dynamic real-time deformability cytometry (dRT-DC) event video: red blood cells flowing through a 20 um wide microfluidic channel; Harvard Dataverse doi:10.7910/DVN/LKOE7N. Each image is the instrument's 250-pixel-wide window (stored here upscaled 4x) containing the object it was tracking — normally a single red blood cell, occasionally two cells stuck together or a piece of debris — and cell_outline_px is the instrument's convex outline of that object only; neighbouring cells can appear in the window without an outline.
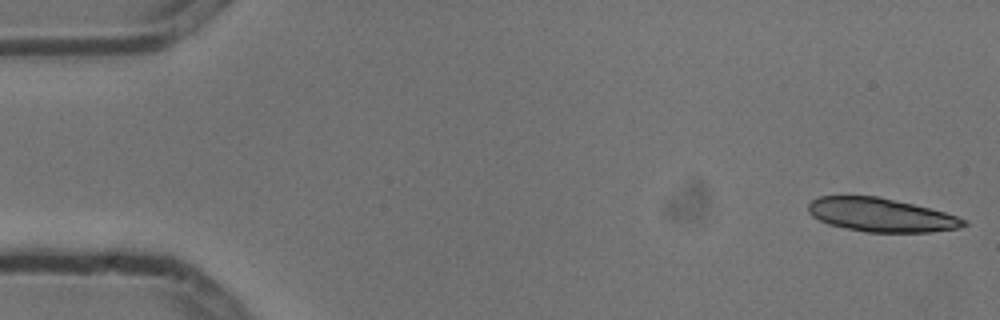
{"species": "common noctule bat (a hibernating species)", "species_latin": "Nyctalus noctula", "temperature_condition": "cold", "stored_images_in_passage": 5, "camera_frame_rate_fps": 3000, "um_per_image_px": 0.085, "animal": {"sex": "male", "body_mass_g": 13.3}, "frame": {"image": 1, "passage_image": 1, "time_ms": 0.0, "image_size_px": [1000, 320], "cell_outline_px": [[968, 224], [960, 228], [928, 232], [864, 232], [828, 224], [812, 216], [808, 212], [808, 204], [812, 200], [820, 196], [880, 196], [944, 212], [968, 220]], "centroid_in_image_um": [74.88, 18.27], "position_along_channel_um": 10.1, "area_um2": 30.4}}